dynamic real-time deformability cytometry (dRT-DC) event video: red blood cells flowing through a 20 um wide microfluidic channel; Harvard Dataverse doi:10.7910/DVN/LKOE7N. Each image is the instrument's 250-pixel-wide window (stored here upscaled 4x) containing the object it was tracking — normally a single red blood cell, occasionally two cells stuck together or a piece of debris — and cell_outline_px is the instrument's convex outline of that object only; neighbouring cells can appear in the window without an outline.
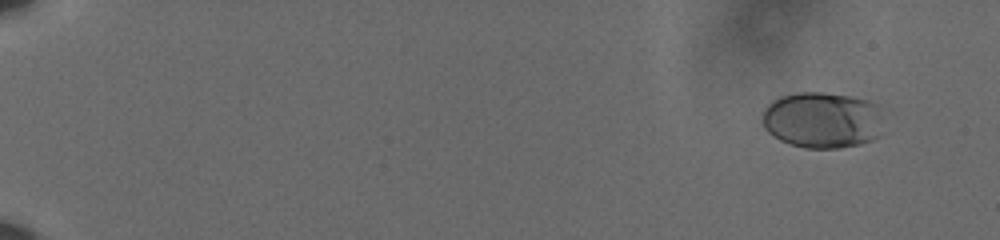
{"species": "human", "species_latin": "Homo sapiens", "temperature_condition": "cold", "stored_images_in_passage": 63, "camera_frame_rate_fps": 3000, "um_per_image_px": 0.085, "donor": {"sex": "male"}, "frame": {"image": 1, "passage_image": 7, "time_ms": 2.0, "image_size_px": [1000, 240], "cell_outline_px": [[880, 136], [872, 140], [860, 144], [840, 148], [804, 148], [788, 144], [780, 140], [768, 132], [764, 128], [760, 120], [764, 108], [772, 100], [780, 96], [800, 92], [820, 92], [848, 96], [868, 100], [880, 104]], "centroid_in_image_um": [69.87, 10.2], "position_along_channel_um": 15.1, "area_um2": 40.23}}
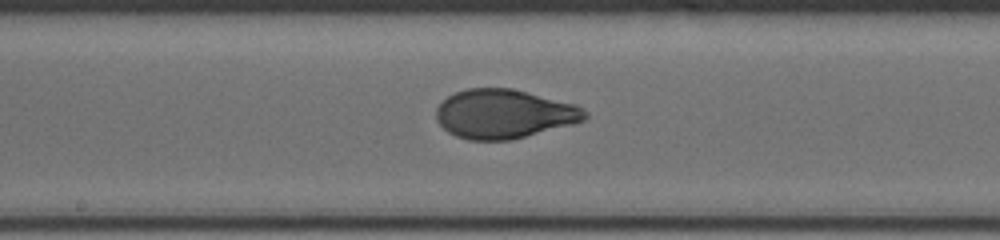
{"frame": {"image": 2, "passage_image": 38, "time_ms": 12.333, "image_size_px": [1000, 240], "cell_outline_px": [[588, 116], [584, 120], [572, 124], [512, 140], [468, 140], [456, 136], [448, 132], [436, 120], [436, 108], [448, 96], [456, 92], [468, 88], [512, 88], [576, 104], [588, 112]], "centroid_in_image_um": [42.85, 9.68], "position_along_channel_um": 205.4, "area_um2": 42.54}}
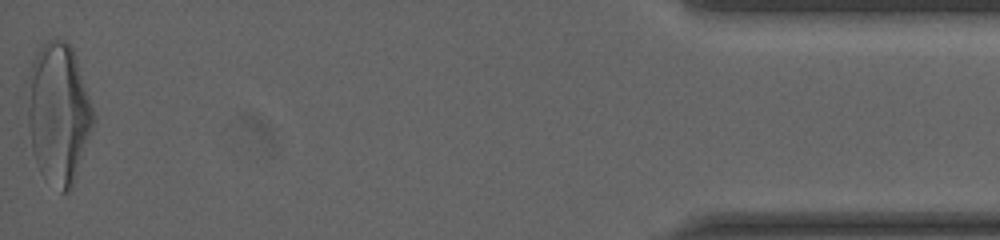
{"frame": {"image": 3, "passage_image": 63, "time_ms": 20.667, "image_size_px": [1000, 240], "cell_outline_px": [[96, 120], [72, 188], [68, 192], [60, 192], [36, 160], [32, 148], [28, 124], [28, 108], [32, 60], [40, 44], [48, 40], [64, 40], [72, 48], [76, 56], [96, 116]], "centroid_in_image_um": [5.02, 9.58], "position_along_channel_um": 430.2, "area_um2": 53.23}, "authors_computed_cell_mechanics": {"area_um2": 41.9628, "velocity_mm_per_s": 3.606, "shape_relaxation_time_tau1_ms": 4.8851, "shape_relaxation_time_tau2_ms": 0.62, "deformation_change_tau1": 0.1955, "deformation_change_tau2": 0.0577}}